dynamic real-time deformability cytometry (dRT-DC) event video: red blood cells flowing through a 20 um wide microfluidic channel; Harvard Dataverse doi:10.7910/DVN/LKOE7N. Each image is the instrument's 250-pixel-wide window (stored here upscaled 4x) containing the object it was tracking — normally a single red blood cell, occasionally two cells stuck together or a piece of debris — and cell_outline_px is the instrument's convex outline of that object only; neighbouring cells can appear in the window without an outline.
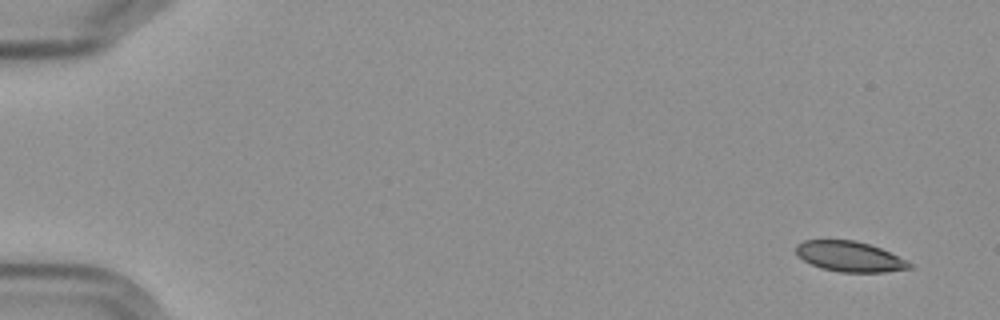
{"species": "Egyptian fruit bat (a non-hibernating species)", "species_latin": "Rousettus aegyptiacus", "temperature_condition": "cold", "stored_images_in_passage": 15, "camera_frame_rate_fps": 3000, "um_per_image_px": 0.085, "frame": {"image": 1, "passage_image": 1, "time_ms": 0.0, "image_size_px": [1000, 320], "cell_outline_px": [[912, 268], [884, 272], [840, 272], [820, 268], [804, 260], [796, 252], [796, 244], [804, 240], [856, 240], [880, 248], [912, 264]], "centroid_in_image_um": [72.19, 21.8], "position_along_channel_um": 12.8, "area_um2": 19.77}}
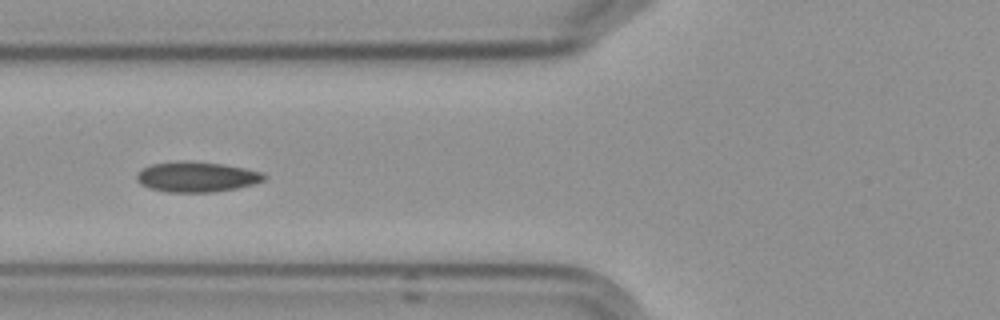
{"frame": {"image": 2, "passage_image": 6, "time_ms": 6.667, "image_size_px": [1000, 320], "cell_outline_px": [[268, 176], [264, 180], [252, 184], [236, 188], [212, 192], [164, 192], [140, 184], [136, 180], [136, 172], [140, 168], [152, 164], [220, 164], [244, 168], [264, 172]], "centroid_in_image_um": [16.73, 15.08], "position_along_channel_um": 109.1, "area_um2": 21.56}}
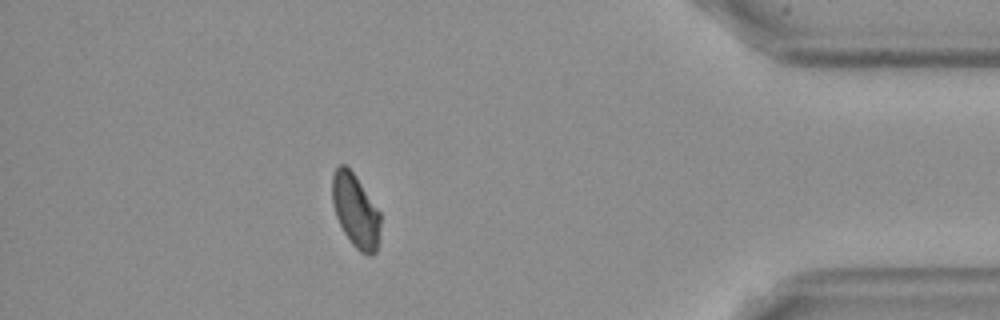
{"frame": {"image": 3, "passage_image": 14, "time_ms": 16.0, "image_size_px": [1000, 320], "cell_outline_px": [[380, 224], [376, 252], [372, 256], [368, 256], [360, 252], [352, 244], [344, 232], [336, 216], [332, 204], [332, 176], [336, 168], [340, 164], [344, 164], [356, 176], [380, 212]], "centroid_in_image_um": [30.21, 17.92], "position_along_channel_um": 405.0, "area_um2": 20.52}, "authors_computed_cell_mechanics": {"area_um2": 21.5594, "velocity_mm_per_s": 3.5805, "shape_relaxation_time_tau1_ms": 2.2518, "shape_relaxation_time_tau2_ms": 2.2489, "deformation_change_tau1": 0.0827, "deformation_change_tau2": 0.0234}}